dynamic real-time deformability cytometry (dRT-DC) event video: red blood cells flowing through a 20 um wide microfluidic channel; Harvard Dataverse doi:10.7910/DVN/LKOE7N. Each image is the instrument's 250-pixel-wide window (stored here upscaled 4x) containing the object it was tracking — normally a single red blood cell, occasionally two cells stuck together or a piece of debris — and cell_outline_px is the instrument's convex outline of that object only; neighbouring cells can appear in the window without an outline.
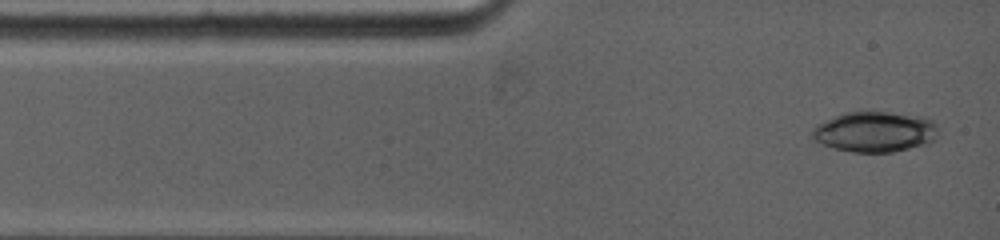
{"species": "common noctule bat (a hibernating species)", "species_latin": "Nyctalus noctula", "temperature_condition": "warm", "stored_images_in_passage": 68, "camera_frame_rate_fps": 5000, "um_per_image_px": 0.085, "animal": {"sex": "female", "body_mass_g": 19.0, "forearm_length_mm": 53.3}, "frame": {"image": 1, "passage_image": 1, "time_ms": 0.0, "image_size_px": [1000, 240], "cell_outline_px": [[936, 140], [928, 144], [892, 152], [852, 152], [836, 148], [812, 140], [808, 136], [812, 128], [844, 112], [888, 112], [924, 116], [932, 120], [936, 124]], "centroid_in_image_um": [74.38, 11.21], "position_along_channel_um": 10.6, "area_um2": 29.77}}
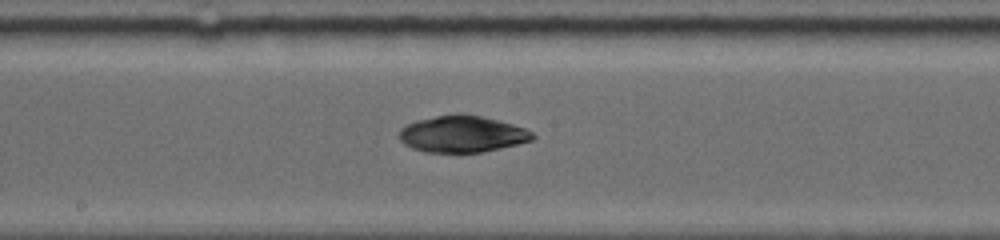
{"frame": {"image": 2, "passage_image": 30, "time_ms": 6.0, "image_size_px": [1000, 240], "cell_outline_px": [[536, 136], [532, 140], [484, 152], [424, 152], [412, 148], [404, 144], [400, 140], [400, 128], [416, 120], [456, 112], [460, 112], [480, 116], [512, 124], [524, 128], [532, 132]], "centroid_in_image_um": [39.27, 11.38], "position_along_channel_um": 208.9, "area_um2": 28.44}}
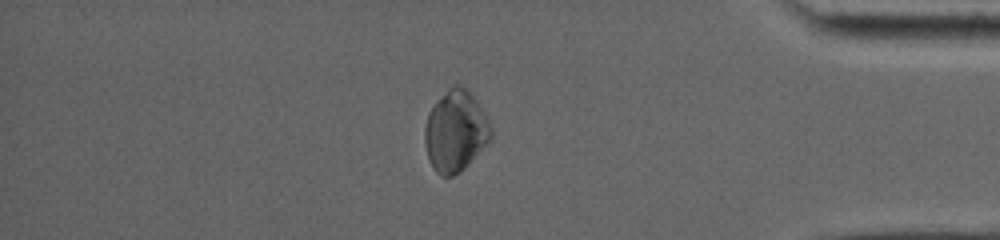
{"frame": {"image": 3, "passage_image": 55, "time_ms": 11.6, "image_size_px": [1000, 240], "cell_outline_px": [[492, 136], [488, 144], [460, 172], [452, 176], [440, 176], [436, 172], [428, 160], [424, 144], [424, 128], [428, 112], [448, 88], [452, 84], [460, 84], [476, 100], [484, 112], [492, 128]], "centroid_in_image_um": [38.71, 11.17], "position_along_channel_um": 396.5, "area_um2": 31.39}, "authors_computed_cell_mechanics": {"area_um2": 29.3624, "velocity_mm_per_s": 3.9164, "shape_relaxation_time_tau1_ms": 6.5282, "shape_relaxation_time_tau2_ms": 7.7559, "deformation_change_tau1": 0.1625, "deformation_change_tau2": 0.0724}}